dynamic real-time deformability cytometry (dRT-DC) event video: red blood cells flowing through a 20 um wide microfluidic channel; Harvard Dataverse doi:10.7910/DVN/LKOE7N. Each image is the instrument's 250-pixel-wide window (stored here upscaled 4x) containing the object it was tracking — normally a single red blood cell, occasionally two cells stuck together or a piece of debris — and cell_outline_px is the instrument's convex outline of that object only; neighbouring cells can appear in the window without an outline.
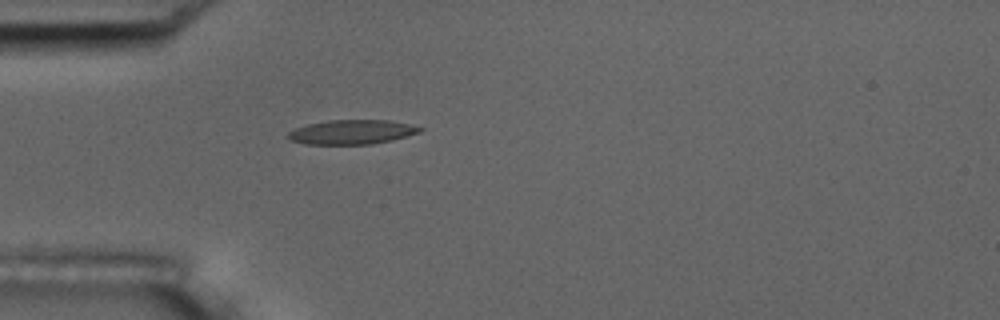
{"species": "common noctule bat (a hibernating species)", "species_latin": "Nyctalus noctula", "temperature_condition": "room temperature", "stored_images_in_passage": 38, "camera_frame_rate_fps": 3000, "um_per_image_px": 0.085, "animal": {"sex": "male", "body_mass_g": 17.5, "forearm_length_mm": 52.3}, "frame": {"image": 1, "passage_image": 1, "time_ms": 0.0, "image_size_px": [1000, 320], "cell_outline_px": [[424, 128], [420, 132], [408, 136], [392, 140], [372, 144], [304, 144], [288, 140], [288, 132], [296, 128], [308, 124], [328, 120], [388, 120], [408, 124]], "centroid_in_image_um": [29.9, 11.23], "position_along_channel_um": 55.1, "area_um2": 18.73}}
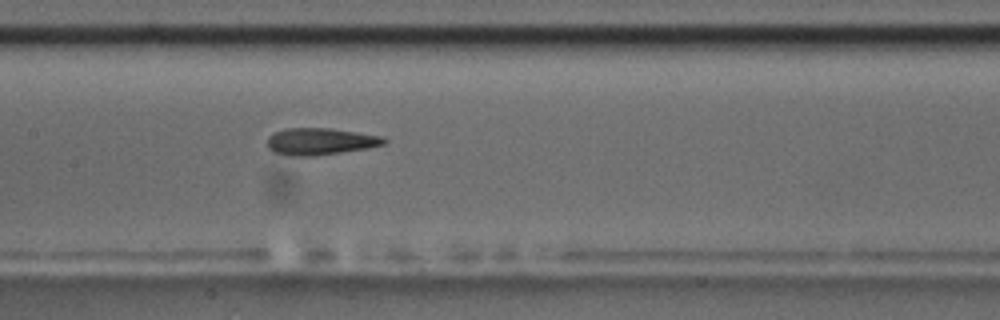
{"frame": {"image": 2, "passage_image": 12, "time_ms": 3.667, "image_size_px": [1000, 320], "cell_outline_px": [[388, 140], [384, 144], [368, 148], [312, 156], [292, 156], [272, 152], [268, 148], [268, 136], [284, 128], [332, 128], [384, 136]], "centroid_in_image_um": [27.24, 12.01], "position_along_channel_um": 180.2, "area_um2": 18.38}, "authors_computed_cell_mechanics": {"area_um2": 18.1492, "velocity_mm_per_s": 3.58, "shape_relaxation_time_tau1_ms": null, "shape_relaxation_time_tau2_ms": 3.6151, "deformation_change_tau1": null, "deformation_change_tau2": 0.1344}}